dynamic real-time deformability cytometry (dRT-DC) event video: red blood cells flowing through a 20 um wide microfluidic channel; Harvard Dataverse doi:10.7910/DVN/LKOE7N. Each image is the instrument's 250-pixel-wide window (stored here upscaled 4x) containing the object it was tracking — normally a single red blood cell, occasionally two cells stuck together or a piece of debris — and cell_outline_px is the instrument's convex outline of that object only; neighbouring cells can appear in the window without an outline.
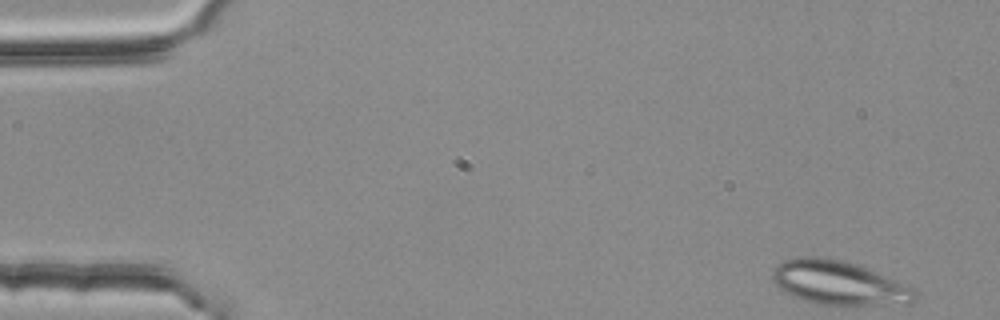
{"species": "common noctule bat (a hibernating species)", "species_latin": "Nyctalus noctula", "temperature_condition": "room temperature", "stored_images_in_passage": 49, "segment_of_instrument_passage": [1, 2], "camera_frame_rate_fps": 3000, "um_per_image_px": 0.085, "animal": {"sex": "female", "body_mass_g": 25.1}, "frame": {"image": 1, "passage_image": 1, "time_ms": 0.0, "image_size_px": [1000, 320], "cell_outline_px": [[920, 296], [912, 304], [816, 304], [792, 296], [784, 292], [772, 280], [772, 268], [784, 260], [796, 256], [820, 256], [844, 260], [860, 264], [916, 288], [920, 292]], "centroid_in_image_um": [71.36, 24.02], "position_along_channel_um": 13.6, "area_um2": 37.28}}